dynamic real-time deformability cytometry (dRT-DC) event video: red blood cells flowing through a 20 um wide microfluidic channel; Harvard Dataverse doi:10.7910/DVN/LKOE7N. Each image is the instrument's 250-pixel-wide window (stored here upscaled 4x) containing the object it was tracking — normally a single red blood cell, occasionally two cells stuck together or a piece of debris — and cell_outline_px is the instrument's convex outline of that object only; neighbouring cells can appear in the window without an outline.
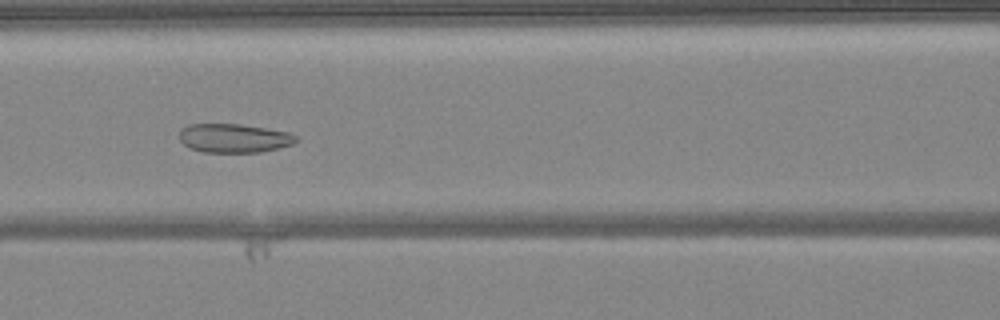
{"species": "common noctule bat (a hibernating species)", "species_latin": "Nyctalus noctula", "temperature_condition": "warm", "stored_images_in_passage": 45, "camera_frame_rate_fps": 3000, "um_per_image_px": 0.085, "animal": {"sex": "female", "body_mass_g": 24.6, "forearm_length_mm": 56.2}, "frame": {"image": 1, "passage_image": 17, "time_ms": 5.333, "image_size_px": [1000, 320], "cell_outline_px": [[300, 140], [292, 144], [280, 148], [260, 152], [204, 152], [192, 148], [184, 144], [180, 140], [180, 132], [188, 124], [240, 124], [288, 132], [296, 136]], "centroid_in_image_um": [19.93, 11.74], "position_along_channel_um": 146.7, "area_um2": 19.48}}
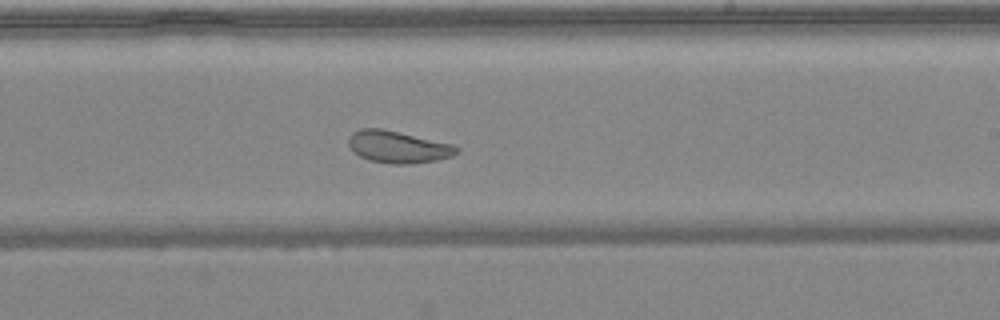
{"frame": {"image": 2, "passage_image": 25, "time_ms": 8.0, "image_size_px": [1000, 320], "cell_outline_px": [[460, 152], [452, 156], [436, 160], [412, 164], [392, 164], [368, 160], [360, 156], [348, 144], [348, 140], [352, 132], [360, 128], [380, 128], [452, 144], [460, 148]], "centroid_in_image_um": [33.84, 12.49], "position_along_channel_um": 255.2, "area_um2": 20.06}}
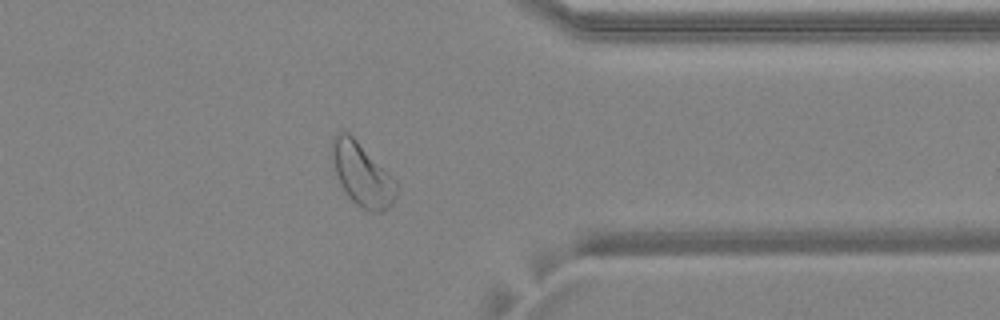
{"frame": {"image": 3, "passage_image": 35, "time_ms": 11.333, "image_size_px": [1000, 320], "cell_outline_px": [[396, 196], [392, 204], [388, 208], [380, 212], [368, 212], [356, 204], [348, 196], [336, 172], [332, 160], [332, 140], [336, 132], [348, 132], [396, 180]], "centroid_in_image_um": [30.79, 14.85], "position_along_channel_um": 380.6, "area_um2": 23.12}, "authors_computed_cell_mechanics": {"area_um2": 23.12, "velocity_mm_per_s": 4.0875, "shape_relaxation_time_tau1_ms": null, "shape_relaxation_time_tau2_ms": 1.8823, "deformation_change_tau1": null, "deformation_change_tau2": 0.0789}}